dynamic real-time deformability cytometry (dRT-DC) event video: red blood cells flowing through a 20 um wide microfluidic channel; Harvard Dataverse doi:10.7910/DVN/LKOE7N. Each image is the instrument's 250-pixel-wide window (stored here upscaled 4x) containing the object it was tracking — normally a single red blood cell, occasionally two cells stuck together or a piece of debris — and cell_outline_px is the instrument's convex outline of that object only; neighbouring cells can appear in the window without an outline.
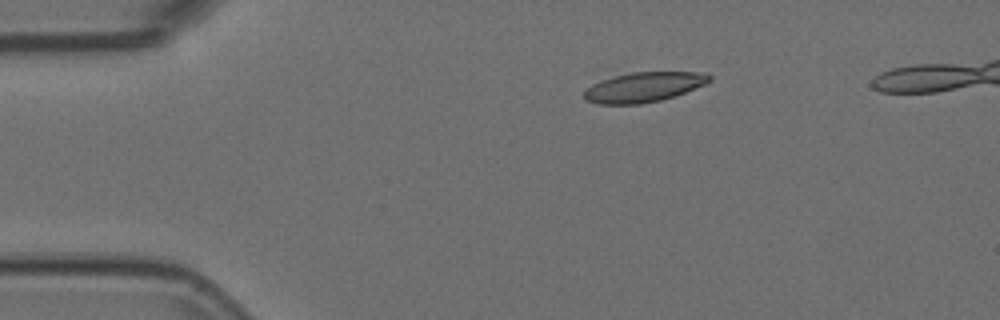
{"species": "Egyptian fruit bat (a non-hibernating species)", "species_latin": "Rousettus aegyptiacus", "temperature_condition": "room temperature", "stored_images_in_passage": 4, "camera_frame_rate_fps": 3000, "um_per_image_px": 0.085, "animal": {"sex": "female"}, "frame": {"image": 1, "passage_image": 1, "time_ms": 0.0, "image_size_px": [1000, 320], "cell_outline_px": [[712, 80], [704, 84], [684, 92], [660, 100], [640, 104], [600, 104], [588, 100], [584, 96], [584, 92], [592, 84], [616, 76], [632, 72], [708, 72], [712, 76]], "centroid_in_image_um": [54.76, 7.39], "position_along_channel_um": 30.2, "area_um2": 21.39}}